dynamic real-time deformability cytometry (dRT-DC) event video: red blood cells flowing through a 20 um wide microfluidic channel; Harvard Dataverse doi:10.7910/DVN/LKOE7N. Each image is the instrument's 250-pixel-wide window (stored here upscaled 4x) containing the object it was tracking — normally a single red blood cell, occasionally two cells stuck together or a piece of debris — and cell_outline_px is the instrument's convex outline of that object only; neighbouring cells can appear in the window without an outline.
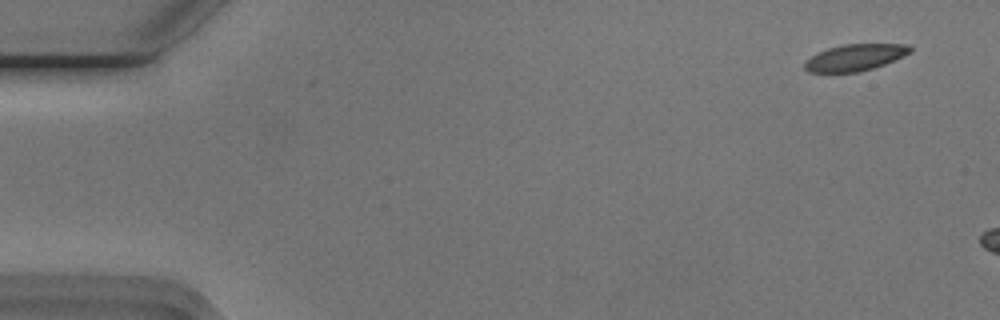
{"species": "Egyptian fruit bat (a non-hibernating species)", "species_latin": "Rousettus aegyptiacus", "temperature_condition": "cold", "stored_images_in_passage": 3, "camera_frame_rate_fps": 3000, "um_per_image_px": 0.085, "animal": {"sex": "male"}, "frame": {"image": 1, "passage_image": 1, "time_ms": 0.0, "image_size_px": [1000, 320], "cell_outline_px": [[912, 52], [884, 64], [860, 72], [808, 72], [804, 68], [804, 60], [816, 52], [828, 48], [844, 44], [908, 44], [912, 48]], "centroid_in_image_um": [72.64, 4.88], "position_along_channel_um": 12.4, "area_um2": 16.42}}